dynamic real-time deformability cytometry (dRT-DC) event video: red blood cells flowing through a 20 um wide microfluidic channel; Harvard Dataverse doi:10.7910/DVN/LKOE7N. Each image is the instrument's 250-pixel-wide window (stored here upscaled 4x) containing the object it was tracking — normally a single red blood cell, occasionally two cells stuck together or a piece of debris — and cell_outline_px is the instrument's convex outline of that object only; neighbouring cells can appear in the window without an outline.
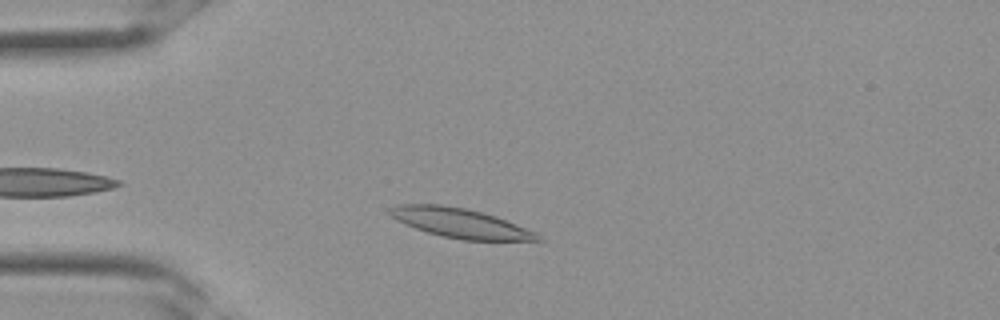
{"species": "Egyptian fruit bat (a non-hibernating species)", "species_latin": "Rousettus aegyptiacus", "temperature_condition": "room temperature", "stored_images_in_passage": 28, "camera_frame_rate_fps": 3000, "um_per_image_px": 0.085, "frame": {"image": 1, "passage_image": 3, "time_ms": 0.667, "image_size_px": [1000, 320], "cell_outline_px": [[544, 240], [464, 240], [444, 236], [428, 232], [416, 228], [396, 220], [388, 212], [388, 208], [396, 204], [440, 204], [468, 208], [484, 212], [496, 216], [536, 232]], "centroid_in_image_um": [39.1, 18.94], "position_along_channel_um": 45.9, "area_um2": 25.32}}
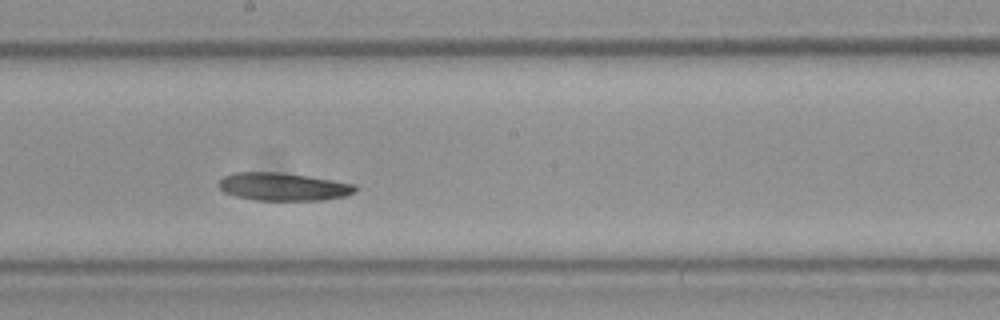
{"frame": {"image": 2, "passage_image": 13, "time_ms": 4.0, "image_size_px": [1000, 320], "cell_outline_px": [[356, 192], [344, 196], [324, 200], [252, 200], [236, 196], [224, 192], [216, 184], [224, 176], [236, 172], [280, 172], [308, 176], [356, 184]], "centroid_in_image_um": [24.06, 15.87], "position_along_channel_um": 224.1, "area_um2": 22.25}}
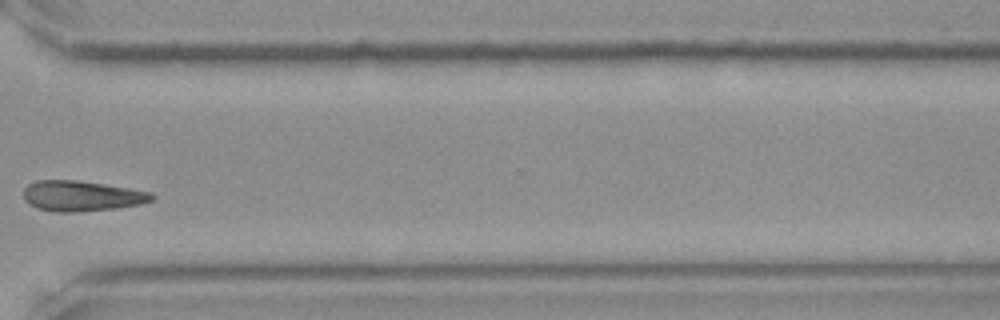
{"frame": {"image": 3, "passage_image": 20, "time_ms": 6.333, "image_size_px": [1000, 320], "cell_outline_px": [[156, 196], [152, 200], [140, 204], [116, 208], [72, 212], [56, 212], [36, 208], [28, 204], [24, 200], [24, 188], [28, 184], [36, 180], [76, 180], [104, 184], [152, 192]], "centroid_in_image_um": [6.92, 16.65], "position_along_channel_um": 363.7, "area_um2": 22.77}}